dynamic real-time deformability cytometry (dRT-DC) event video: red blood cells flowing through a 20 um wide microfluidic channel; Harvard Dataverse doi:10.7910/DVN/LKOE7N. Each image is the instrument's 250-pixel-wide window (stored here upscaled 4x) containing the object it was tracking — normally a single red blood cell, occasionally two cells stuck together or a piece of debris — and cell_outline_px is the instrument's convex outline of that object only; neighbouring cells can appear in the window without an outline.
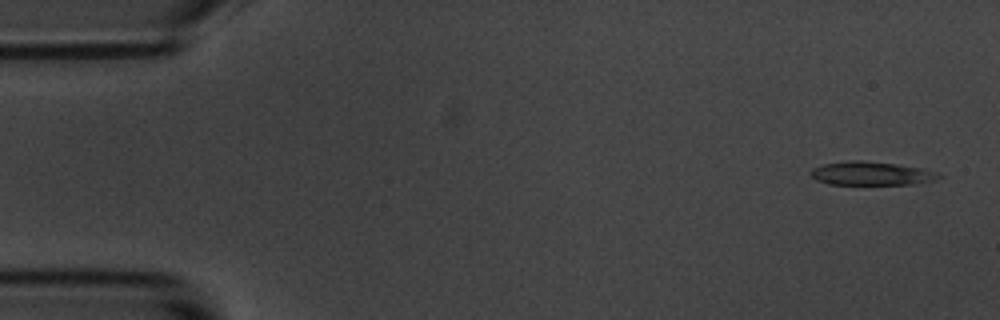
{"species": "common noctule bat (a hibernating species)", "species_latin": "Nyctalus noctula", "temperature_condition": "room temperature", "stored_images_in_passage": 5, "camera_frame_rate_fps": 3000, "um_per_image_px": 0.085, "animal": {"sex": "male", "body_mass_g": 20.1, "forearm_length_mm": 53.5}, "frame": {"image": 1, "passage_image": 1, "time_ms": 0.0, "image_size_px": [1000, 320], "cell_outline_px": [[944, 176], [932, 180], [912, 184], [828, 184], [816, 180], [812, 176], [812, 168], [820, 164], [848, 160], [860, 160], [896, 164], [924, 168], [936, 172]], "centroid_in_image_um": [74.04, 14.73], "position_along_channel_um": 11.0, "area_um2": 17.57}}
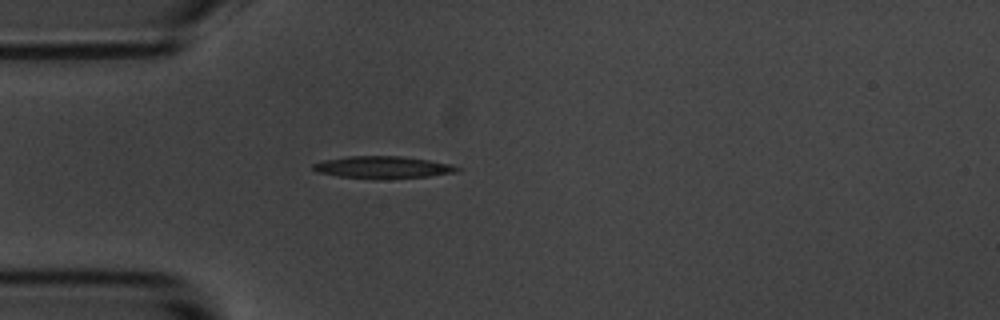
{"frame": {"image": 2, "passage_image": 5, "time_ms": 4.333, "image_size_px": [1000, 320], "cell_outline_px": [[464, 168], [456, 172], [428, 176], [376, 180], [336, 176], [316, 172], [312, 168], [312, 164], [324, 160], [348, 156], [400, 156], [428, 160], [452, 164]], "centroid_in_image_um": [32.53, 14.23], "position_along_channel_um": 52.5, "area_um2": 18.9}}